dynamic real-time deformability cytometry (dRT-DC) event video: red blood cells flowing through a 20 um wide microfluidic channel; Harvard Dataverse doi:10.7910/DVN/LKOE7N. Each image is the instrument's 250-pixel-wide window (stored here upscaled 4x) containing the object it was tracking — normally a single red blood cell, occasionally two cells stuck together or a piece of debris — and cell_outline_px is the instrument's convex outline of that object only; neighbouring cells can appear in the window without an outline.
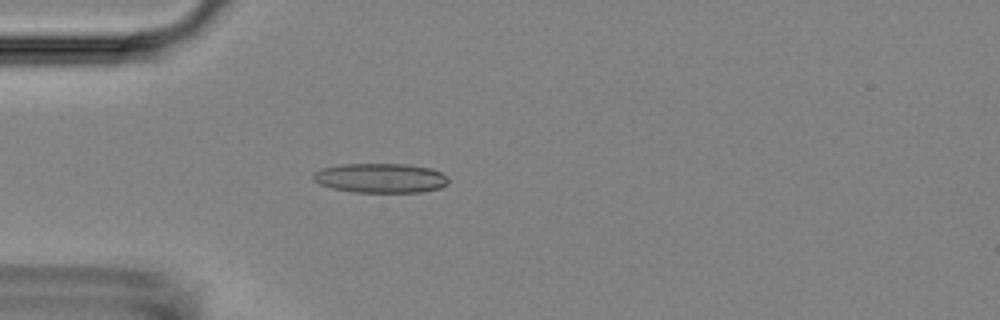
{"species": "Egyptian fruit bat (a non-hibernating species)", "species_latin": "Rousettus aegyptiacus", "temperature_condition": "room temperature", "stored_images_in_passage": 3, "camera_frame_rate_fps": 3000, "um_per_image_px": 0.085, "animal": {"sex": "female"}, "frame": {"image": 1, "passage_image": 3, "time_ms": 3.667, "image_size_px": [1000, 320], "cell_outline_px": [[448, 184], [440, 188], [420, 192], [352, 192], [332, 188], [320, 184], [312, 180], [312, 176], [320, 168], [344, 164], [404, 164], [432, 168], [448, 176]], "centroid_in_image_um": [32.35, 15.13], "position_along_channel_um": 52.7, "area_um2": 23.35}}